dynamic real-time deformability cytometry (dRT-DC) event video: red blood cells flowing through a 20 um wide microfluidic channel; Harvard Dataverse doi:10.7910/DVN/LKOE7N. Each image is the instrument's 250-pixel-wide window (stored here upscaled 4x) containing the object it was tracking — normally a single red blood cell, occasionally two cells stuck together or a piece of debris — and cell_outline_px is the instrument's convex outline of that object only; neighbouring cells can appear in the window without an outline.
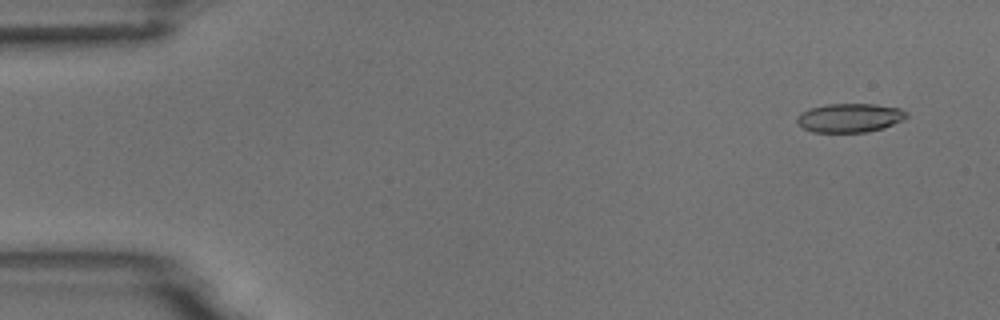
{"species": "common noctule bat (a hibernating species)", "species_latin": "Nyctalus noctula", "temperature_condition": "room temperature", "stored_images_in_passage": 5, "camera_frame_rate_fps": 3000, "um_per_image_px": 0.085, "animal": {"sex": "male", "body_mass_g": 18.8}, "frame": {"image": 1, "passage_image": 1, "time_ms": 0.0, "image_size_px": [1000, 320], "cell_outline_px": [[908, 116], [904, 120], [884, 128], [868, 132], [812, 132], [804, 128], [796, 120], [796, 116], [812, 108], [828, 104], [872, 104], [900, 108], [908, 112]], "centroid_in_image_um": [72.29, 10.02], "position_along_channel_um": 12.7, "area_um2": 18.38}}
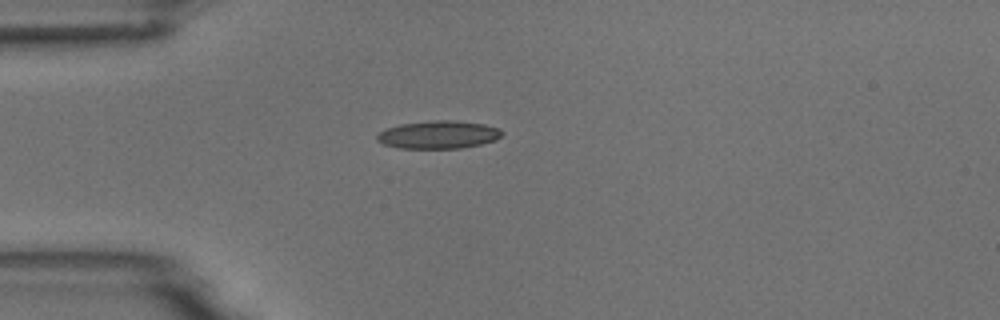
{"frame": {"image": 2, "passage_image": 4, "time_ms": 3.667, "image_size_px": [1000, 320], "cell_outline_px": [[504, 132], [496, 140], [480, 144], [460, 148], [400, 148], [384, 144], [376, 140], [376, 136], [380, 132], [388, 128], [400, 124], [432, 120], [456, 120], [484, 124], [496, 128]], "centroid_in_image_um": [37.26, 11.44], "position_along_channel_um": 47.7, "area_um2": 20.17}}